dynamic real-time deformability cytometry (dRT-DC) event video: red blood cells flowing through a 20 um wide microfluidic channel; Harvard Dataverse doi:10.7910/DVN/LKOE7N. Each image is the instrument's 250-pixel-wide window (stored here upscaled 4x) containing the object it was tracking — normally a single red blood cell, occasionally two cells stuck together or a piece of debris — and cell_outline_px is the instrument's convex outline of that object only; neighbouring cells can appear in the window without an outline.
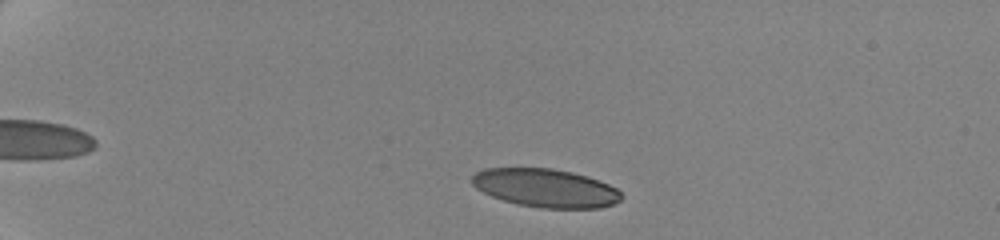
{"species": "human", "species_latin": "Homo sapiens", "temperature_condition": "cold", "stored_images_in_passage": 53, "camera_frame_rate_fps": 3000, "um_per_image_px": 0.085, "donor": {"sex": "female"}, "frame": {"image": 1, "passage_image": 3, "time_ms": 0.667, "image_size_px": [1000, 240], "cell_outline_px": [[624, 196], [620, 200], [612, 204], [600, 208], [540, 208], [516, 204], [492, 196], [476, 188], [472, 184], [472, 176], [476, 172], [484, 168], [552, 168], [572, 172], [588, 176], [608, 184], [616, 188]], "centroid_in_image_um": [46.38, 15.98], "position_along_channel_um": 38.6, "area_um2": 33.47}}
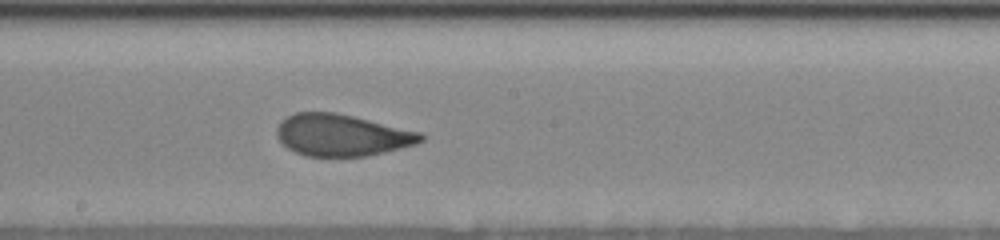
{"frame": {"image": 2, "passage_image": 20, "time_ms": 8.0, "image_size_px": [1000, 240], "cell_outline_px": [[424, 140], [416, 144], [384, 152], [364, 156], [308, 156], [296, 152], [288, 148], [276, 136], [276, 128], [280, 120], [296, 112], [336, 112], [420, 132], [424, 136]], "centroid_in_image_um": [29.03, 11.48], "position_along_channel_um": 219.2, "area_um2": 34.85}}
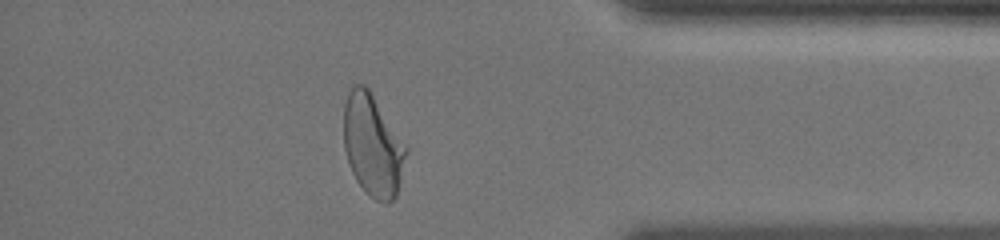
{"frame": {"image": 3, "passage_image": 43, "time_ms": 13.667, "image_size_px": [1000, 240], "cell_outline_px": [[408, 152], [396, 196], [388, 204], [384, 204], [376, 200], [364, 192], [356, 180], [348, 164], [344, 148], [344, 104], [348, 92], [356, 84], [364, 84], [368, 88], [408, 148]], "centroid_in_image_um": [31.68, 12.39], "position_along_channel_um": 403.5, "area_um2": 37.05}, "authors_computed_cell_mechanics": {"area_um2": 35.836, "velocity_mm_per_s": 3.5158, "shape_relaxation_time_tau1_ms": 9.507, "shape_relaxation_time_tau2_ms": 0.7942, "deformation_change_tau1": 0.2625, "deformation_change_tau2": 0.0749}}